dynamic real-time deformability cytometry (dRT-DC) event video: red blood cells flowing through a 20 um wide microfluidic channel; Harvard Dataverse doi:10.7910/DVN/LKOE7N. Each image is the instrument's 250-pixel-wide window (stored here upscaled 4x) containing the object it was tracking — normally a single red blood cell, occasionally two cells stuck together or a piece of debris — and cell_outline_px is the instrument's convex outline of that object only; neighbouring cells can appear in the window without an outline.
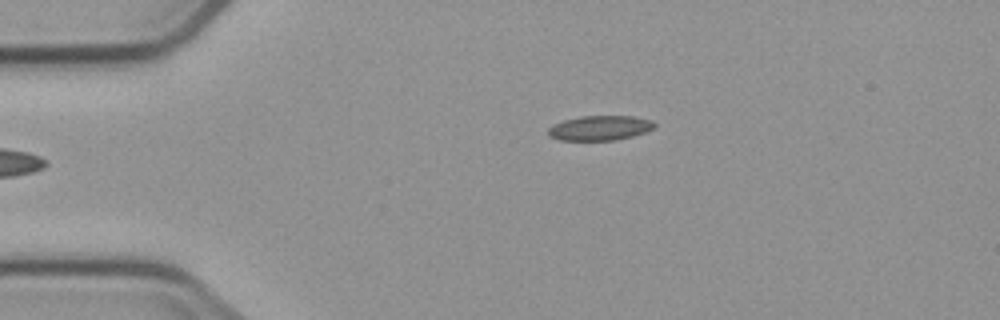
{"species": "common noctule bat (a hibernating species)", "species_latin": "Nyctalus noctula", "temperature_condition": "cold", "stored_images_in_passage": 4, "camera_frame_rate_fps": 3000, "um_per_image_px": 0.085, "animal": {"sex": "male", "body_mass_g": 23.1, "forearm_length_mm": 52.7}, "frame": {"image": 1, "passage_image": 4, "time_ms": 4.333, "image_size_px": [1000, 320], "cell_outline_px": [[656, 124], [652, 128], [644, 132], [632, 136], [616, 140], [560, 140], [548, 136], [548, 128], [564, 120], [580, 116], [632, 116], [652, 120]], "centroid_in_image_um": [50.98, 10.88], "position_along_channel_um": 34.0, "area_um2": 15.2}}